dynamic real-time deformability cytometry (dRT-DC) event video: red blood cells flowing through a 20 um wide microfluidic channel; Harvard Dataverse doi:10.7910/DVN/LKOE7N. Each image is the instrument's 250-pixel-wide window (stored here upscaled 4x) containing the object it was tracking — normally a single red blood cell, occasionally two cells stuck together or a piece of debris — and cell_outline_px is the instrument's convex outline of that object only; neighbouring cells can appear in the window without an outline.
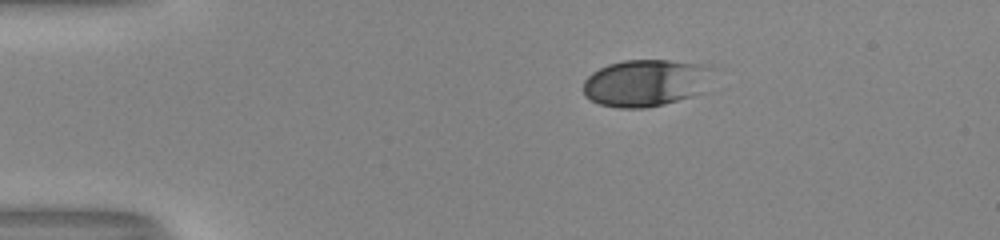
{"species": "human", "species_latin": "Homo sapiens", "temperature_condition": "room temperature", "stored_images_in_passage": 43, "camera_frame_rate_fps": 3000, "um_per_image_px": 0.085, "donor": {"sex": "male"}, "frame": {"image": 1, "passage_image": 1, "time_ms": 0.0, "image_size_px": [1000, 240], "cell_outline_px": [[704, 92], [692, 96], [664, 104], [644, 108], [620, 108], [600, 104], [584, 96], [584, 80], [592, 72], [608, 64], [624, 60], [668, 60], [704, 64]], "centroid_in_image_um": [54.76, 7.06], "position_along_channel_um": 30.2, "area_um2": 34.68}}
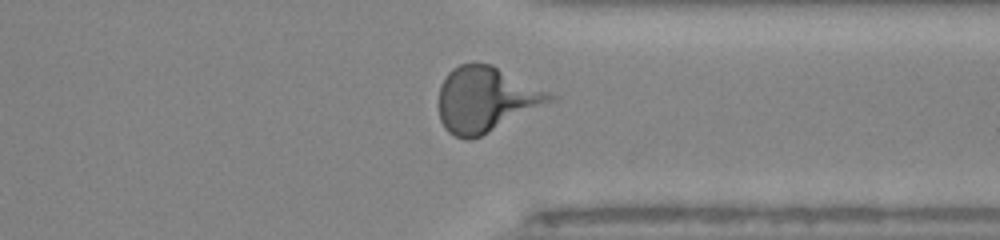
{"frame": {"image": 2, "passage_image": 32, "time_ms": 10.333, "image_size_px": [1000, 240], "cell_outline_px": [[560, 96], [556, 100], [480, 136], [468, 140], [464, 140], [448, 132], [444, 128], [440, 120], [436, 104], [440, 84], [448, 72], [452, 68], [460, 64], [492, 64]], "centroid_in_image_um": [41.29, 8.45], "position_along_channel_um": 370.1, "area_um2": 42.77}}
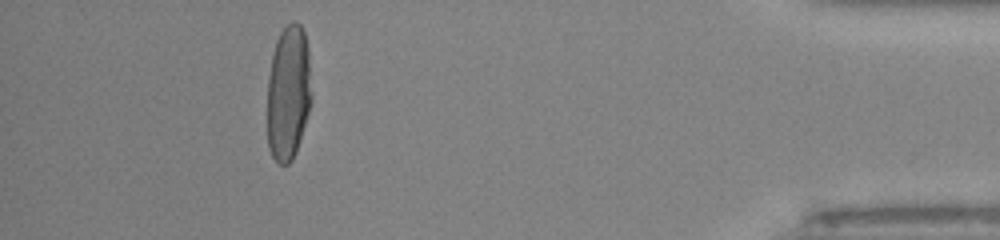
{"frame": {"image": 3, "passage_image": 39, "time_ms": 12.667, "image_size_px": [1000, 240], "cell_outline_px": [[312, 100], [296, 152], [292, 160], [288, 164], [276, 164], [268, 148], [268, 76], [272, 52], [276, 40], [280, 32], [292, 20], [296, 20], [300, 24], [304, 32], [308, 48], [312, 96]], "centroid_in_image_um": [24.51, 7.88], "position_along_channel_um": 410.7, "area_um2": 35.26}}